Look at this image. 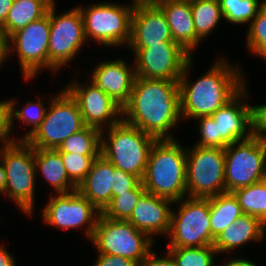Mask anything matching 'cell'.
<instances>
[{
	"instance_id": "e575fe53",
	"label": "cell",
	"mask_w": 266,
	"mask_h": 266,
	"mask_svg": "<svg viewBox=\"0 0 266 266\" xmlns=\"http://www.w3.org/2000/svg\"><path fill=\"white\" fill-rule=\"evenodd\" d=\"M69 179L78 187L89 173L92 163L99 155L60 153Z\"/></svg>"
},
{
	"instance_id": "d6986e66",
	"label": "cell",
	"mask_w": 266,
	"mask_h": 266,
	"mask_svg": "<svg viewBox=\"0 0 266 266\" xmlns=\"http://www.w3.org/2000/svg\"><path fill=\"white\" fill-rule=\"evenodd\" d=\"M122 59L101 61L92 72L90 81L101 88L122 108L129 102L136 79L135 66ZM134 67V68H133Z\"/></svg>"
},
{
	"instance_id": "8d00e7d4",
	"label": "cell",
	"mask_w": 266,
	"mask_h": 266,
	"mask_svg": "<svg viewBox=\"0 0 266 266\" xmlns=\"http://www.w3.org/2000/svg\"><path fill=\"white\" fill-rule=\"evenodd\" d=\"M141 180L128 172L114 167L112 198L133 190Z\"/></svg>"
},
{
	"instance_id": "2e32d148",
	"label": "cell",
	"mask_w": 266,
	"mask_h": 266,
	"mask_svg": "<svg viewBox=\"0 0 266 266\" xmlns=\"http://www.w3.org/2000/svg\"><path fill=\"white\" fill-rule=\"evenodd\" d=\"M66 86L65 89L80 108L85 126L95 127L102 131L122 120L123 117H120L122 107L92 81L83 85L74 80Z\"/></svg>"
},
{
	"instance_id": "5bb4252c",
	"label": "cell",
	"mask_w": 266,
	"mask_h": 266,
	"mask_svg": "<svg viewBox=\"0 0 266 266\" xmlns=\"http://www.w3.org/2000/svg\"><path fill=\"white\" fill-rule=\"evenodd\" d=\"M136 77L178 81L186 63L193 58L175 42H161L146 48H132Z\"/></svg>"
},
{
	"instance_id": "b9f144b4",
	"label": "cell",
	"mask_w": 266,
	"mask_h": 266,
	"mask_svg": "<svg viewBox=\"0 0 266 266\" xmlns=\"http://www.w3.org/2000/svg\"><path fill=\"white\" fill-rule=\"evenodd\" d=\"M9 55V43H8V36L6 35L5 31L0 28V66L8 60Z\"/></svg>"
},
{
	"instance_id": "4fadbf2b",
	"label": "cell",
	"mask_w": 266,
	"mask_h": 266,
	"mask_svg": "<svg viewBox=\"0 0 266 266\" xmlns=\"http://www.w3.org/2000/svg\"><path fill=\"white\" fill-rule=\"evenodd\" d=\"M50 37L49 9L45 16L29 23L8 38L9 54L17 57L25 80H32L42 68L48 69V44ZM12 43V44H11ZM16 50V51H15Z\"/></svg>"
},
{
	"instance_id": "f6af8a7d",
	"label": "cell",
	"mask_w": 266,
	"mask_h": 266,
	"mask_svg": "<svg viewBox=\"0 0 266 266\" xmlns=\"http://www.w3.org/2000/svg\"><path fill=\"white\" fill-rule=\"evenodd\" d=\"M223 266H257L253 261L244 258H234L229 260Z\"/></svg>"
},
{
	"instance_id": "5b68a950",
	"label": "cell",
	"mask_w": 266,
	"mask_h": 266,
	"mask_svg": "<svg viewBox=\"0 0 266 266\" xmlns=\"http://www.w3.org/2000/svg\"><path fill=\"white\" fill-rule=\"evenodd\" d=\"M0 160L6 173L4 191L19 209L32 216L35 196L34 148L27 141H15L0 150Z\"/></svg>"
},
{
	"instance_id": "836d02e7",
	"label": "cell",
	"mask_w": 266,
	"mask_h": 266,
	"mask_svg": "<svg viewBox=\"0 0 266 266\" xmlns=\"http://www.w3.org/2000/svg\"><path fill=\"white\" fill-rule=\"evenodd\" d=\"M248 26L246 37L248 50L266 60V0Z\"/></svg>"
},
{
	"instance_id": "d6a6232c",
	"label": "cell",
	"mask_w": 266,
	"mask_h": 266,
	"mask_svg": "<svg viewBox=\"0 0 266 266\" xmlns=\"http://www.w3.org/2000/svg\"><path fill=\"white\" fill-rule=\"evenodd\" d=\"M224 20L233 24L251 22L264 1L260 0H218Z\"/></svg>"
},
{
	"instance_id": "8fae6325",
	"label": "cell",
	"mask_w": 266,
	"mask_h": 266,
	"mask_svg": "<svg viewBox=\"0 0 266 266\" xmlns=\"http://www.w3.org/2000/svg\"><path fill=\"white\" fill-rule=\"evenodd\" d=\"M225 152V192L266 179V142L256 137L230 144Z\"/></svg>"
},
{
	"instance_id": "7402d4cb",
	"label": "cell",
	"mask_w": 266,
	"mask_h": 266,
	"mask_svg": "<svg viewBox=\"0 0 266 266\" xmlns=\"http://www.w3.org/2000/svg\"><path fill=\"white\" fill-rule=\"evenodd\" d=\"M113 172V164L100 154L94 159L89 173L77 187V191L100 213L112 199Z\"/></svg>"
},
{
	"instance_id": "8992f818",
	"label": "cell",
	"mask_w": 266,
	"mask_h": 266,
	"mask_svg": "<svg viewBox=\"0 0 266 266\" xmlns=\"http://www.w3.org/2000/svg\"><path fill=\"white\" fill-rule=\"evenodd\" d=\"M134 7V1L131 5L114 2H97L87 8L79 5L86 40L92 39L106 47H118L126 43L128 45L131 39V17Z\"/></svg>"
},
{
	"instance_id": "9a60e30c",
	"label": "cell",
	"mask_w": 266,
	"mask_h": 266,
	"mask_svg": "<svg viewBox=\"0 0 266 266\" xmlns=\"http://www.w3.org/2000/svg\"><path fill=\"white\" fill-rule=\"evenodd\" d=\"M100 211L77 190L53 195L42 211L43 221L63 230L86 224V236L91 240Z\"/></svg>"
},
{
	"instance_id": "83f0119b",
	"label": "cell",
	"mask_w": 266,
	"mask_h": 266,
	"mask_svg": "<svg viewBox=\"0 0 266 266\" xmlns=\"http://www.w3.org/2000/svg\"><path fill=\"white\" fill-rule=\"evenodd\" d=\"M243 214L258 218L266 226V179L232 192Z\"/></svg>"
},
{
	"instance_id": "277c9868",
	"label": "cell",
	"mask_w": 266,
	"mask_h": 266,
	"mask_svg": "<svg viewBox=\"0 0 266 266\" xmlns=\"http://www.w3.org/2000/svg\"><path fill=\"white\" fill-rule=\"evenodd\" d=\"M156 140L153 136L122 119L110 128L102 130L101 154L115 168L133 174L141 180L151 147Z\"/></svg>"
},
{
	"instance_id": "9c48e42d",
	"label": "cell",
	"mask_w": 266,
	"mask_h": 266,
	"mask_svg": "<svg viewBox=\"0 0 266 266\" xmlns=\"http://www.w3.org/2000/svg\"><path fill=\"white\" fill-rule=\"evenodd\" d=\"M187 197L209 198L225 193V152L223 148H186Z\"/></svg>"
},
{
	"instance_id": "7c38bea8",
	"label": "cell",
	"mask_w": 266,
	"mask_h": 266,
	"mask_svg": "<svg viewBox=\"0 0 266 266\" xmlns=\"http://www.w3.org/2000/svg\"><path fill=\"white\" fill-rule=\"evenodd\" d=\"M55 1L49 7L50 37L48 44V70L56 72L76 57L87 42L79 7L56 15Z\"/></svg>"
},
{
	"instance_id": "f1b7e54d",
	"label": "cell",
	"mask_w": 266,
	"mask_h": 266,
	"mask_svg": "<svg viewBox=\"0 0 266 266\" xmlns=\"http://www.w3.org/2000/svg\"><path fill=\"white\" fill-rule=\"evenodd\" d=\"M101 130L85 126L79 132L72 134L56 149L59 153H74L79 155L101 154Z\"/></svg>"
},
{
	"instance_id": "6da1fadb",
	"label": "cell",
	"mask_w": 266,
	"mask_h": 266,
	"mask_svg": "<svg viewBox=\"0 0 266 266\" xmlns=\"http://www.w3.org/2000/svg\"><path fill=\"white\" fill-rule=\"evenodd\" d=\"M122 116L126 123L157 140L174 139L169 132L181 118L178 81L136 77Z\"/></svg>"
},
{
	"instance_id": "3957f363",
	"label": "cell",
	"mask_w": 266,
	"mask_h": 266,
	"mask_svg": "<svg viewBox=\"0 0 266 266\" xmlns=\"http://www.w3.org/2000/svg\"><path fill=\"white\" fill-rule=\"evenodd\" d=\"M186 149L176 139L156 140L141 182L149 193L173 202L187 196Z\"/></svg>"
},
{
	"instance_id": "7a4b0ae2",
	"label": "cell",
	"mask_w": 266,
	"mask_h": 266,
	"mask_svg": "<svg viewBox=\"0 0 266 266\" xmlns=\"http://www.w3.org/2000/svg\"><path fill=\"white\" fill-rule=\"evenodd\" d=\"M220 59L195 82H190L187 76L192 58L186 63L178 80L181 118L212 116L243 88L246 78H243L240 67H233L227 59Z\"/></svg>"
},
{
	"instance_id": "ffe728a7",
	"label": "cell",
	"mask_w": 266,
	"mask_h": 266,
	"mask_svg": "<svg viewBox=\"0 0 266 266\" xmlns=\"http://www.w3.org/2000/svg\"><path fill=\"white\" fill-rule=\"evenodd\" d=\"M171 204L176 203L145 190L139 196L136 207L127 221L152 239L156 234L167 235L171 222Z\"/></svg>"
},
{
	"instance_id": "7bdbcfd3",
	"label": "cell",
	"mask_w": 266,
	"mask_h": 266,
	"mask_svg": "<svg viewBox=\"0 0 266 266\" xmlns=\"http://www.w3.org/2000/svg\"><path fill=\"white\" fill-rule=\"evenodd\" d=\"M14 0H0V28L4 25Z\"/></svg>"
},
{
	"instance_id": "f546056e",
	"label": "cell",
	"mask_w": 266,
	"mask_h": 266,
	"mask_svg": "<svg viewBox=\"0 0 266 266\" xmlns=\"http://www.w3.org/2000/svg\"><path fill=\"white\" fill-rule=\"evenodd\" d=\"M42 98H37L36 101H28L23 108H19L15 110V101L13 99H7V103L10 109V118H11V130H13L14 120H21L24 124L28 126L31 125L32 128L26 134L17 139V141H26L31 135L35 133V131L41 125V122L44 120V116L47 110L44 103L41 102ZM15 118V119H14Z\"/></svg>"
},
{
	"instance_id": "44dd1931",
	"label": "cell",
	"mask_w": 266,
	"mask_h": 266,
	"mask_svg": "<svg viewBox=\"0 0 266 266\" xmlns=\"http://www.w3.org/2000/svg\"><path fill=\"white\" fill-rule=\"evenodd\" d=\"M167 18L172 39L191 56L200 40L195 33L190 0H155Z\"/></svg>"
},
{
	"instance_id": "ac0fdd59",
	"label": "cell",
	"mask_w": 266,
	"mask_h": 266,
	"mask_svg": "<svg viewBox=\"0 0 266 266\" xmlns=\"http://www.w3.org/2000/svg\"><path fill=\"white\" fill-rule=\"evenodd\" d=\"M161 42H174L165 14L155 2H135L129 48H146Z\"/></svg>"
},
{
	"instance_id": "e0dca14e",
	"label": "cell",
	"mask_w": 266,
	"mask_h": 266,
	"mask_svg": "<svg viewBox=\"0 0 266 266\" xmlns=\"http://www.w3.org/2000/svg\"><path fill=\"white\" fill-rule=\"evenodd\" d=\"M247 96L245 82L231 100L213 113L218 129V148L225 149L230 144L252 137L251 105L243 102Z\"/></svg>"
},
{
	"instance_id": "1f68e13d",
	"label": "cell",
	"mask_w": 266,
	"mask_h": 266,
	"mask_svg": "<svg viewBox=\"0 0 266 266\" xmlns=\"http://www.w3.org/2000/svg\"><path fill=\"white\" fill-rule=\"evenodd\" d=\"M144 191L145 188L142 182H140L133 190H130V192H124L119 196L113 197L101 212V215L112 220L127 221L133 209L136 207L139 196Z\"/></svg>"
},
{
	"instance_id": "cb8c5ba5",
	"label": "cell",
	"mask_w": 266,
	"mask_h": 266,
	"mask_svg": "<svg viewBox=\"0 0 266 266\" xmlns=\"http://www.w3.org/2000/svg\"><path fill=\"white\" fill-rule=\"evenodd\" d=\"M34 163L35 170L41 172L56 194L77 190V186L69 179L61 155L56 149L34 148Z\"/></svg>"
},
{
	"instance_id": "4316f807",
	"label": "cell",
	"mask_w": 266,
	"mask_h": 266,
	"mask_svg": "<svg viewBox=\"0 0 266 266\" xmlns=\"http://www.w3.org/2000/svg\"><path fill=\"white\" fill-rule=\"evenodd\" d=\"M196 36L201 40L212 33L223 17L218 0H190Z\"/></svg>"
},
{
	"instance_id": "30bf717a",
	"label": "cell",
	"mask_w": 266,
	"mask_h": 266,
	"mask_svg": "<svg viewBox=\"0 0 266 266\" xmlns=\"http://www.w3.org/2000/svg\"><path fill=\"white\" fill-rule=\"evenodd\" d=\"M182 198L178 211L171 213L169 247H203L213 245L210 230L209 198ZM184 200V201H183Z\"/></svg>"
},
{
	"instance_id": "ba28073f",
	"label": "cell",
	"mask_w": 266,
	"mask_h": 266,
	"mask_svg": "<svg viewBox=\"0 0 266 266\" xmlns=\"http://www.w3.org/2000/svg\"><path fill=\"white\" fill-rule=\"evenodd\" d=\"M98 253L123 256L139 264L151 251L153 239L130 222L98 217L90 240Z\"/></svg>"
},
{
	"instance_id": "4dcf8cb0",
	"label": "cell",
	"mask_w": 266,
	"mask_h": 266,
	"mask_svg": "<svg viewBox=\"0 0 266 266\" xmlns=\"http://www.w3.org/2000/svg\"><path fill=\"white\" fill-rule=\"evenodd\" d=\"M176 266H216L217 251L213 245L203 247H168ZM216 254V255H215Z\"/></svg>"
},
{
	"instance_id": "7dc6e473",
	"label": "cell",
	"mask_w": 266,
	"mask_h": 266,
	"mask_svg": "<svg viewBox=\"0 0 266 266\" xmlns=\"http://www.w3.org/2000/svg\"><path fill=\"white\" fill-rule=\"evenodd\" d=\"M134 2H154L155 0H132Z\"/></svg>"
},
{
	"instance_id": "d590c367",
	"label": "cell",
	"mask_w": 266,
	"mask_h": 266,
	"mask_svg": "<svg viewBox=\"0 0 266 266\" xmlns=\"http://www.w3.org/2000/svg\"><path fill=\"white\" fill-rule=\"evenodd\" d=\"M197 120L201 138L195 146L218 148V129L215 119L212 116H202Z\"/></svg>"
},
{
	"instance_id": "484cf974",
	"label": "cell",
	"mask_w": 266,
	"mask_h": 266,
	"mask_svg": "<svg viewBox=\"0 0 266 266\" xmlns=\"http://www.w3.org/2000/svg\"><path fill=\"white\" fill-rule=\"evenodd\" d=\"M210 230L215 239L222 231L243 214L241 206L233 193H222L209 197Z\"/></svg>"
},
{
	"instance_id": "ab89813d",
	"label": "cell",
	"mask_w": 266,
	"mask_h": 266,
	"mask_svg": "<svg viewBox=\"0 0 266 266\" xmlns=\"http://www.w3.org/2000/svg\"><path fill=\"white\" fill-rule=\"evenodd\" d=\"M97 261L93 266H138V264L123 256L108 255L105 253H98Z\"/></svg>"
},
{
	"instance_id": "74e56055",
	"label": "cell",
	"mask_w": 266,
	"mask_h": 266,
	"mask_svg": "<svg viewBox=\"0 0 266 266\" xmlns=\"http://www.w3.org/2000/svg\"><path fill=\"white\" fill-rule=\"evenodd\" d=\"M252 136L266 142V104L251 105Z\"/></svg>"
},
{
	"instance_id": "bcb514c9",
	"label": "cell",
	"mask_w": 266,
	"mask_h": 266,
	"mask_svg": "<svg viewBox=\"0 0 266 266\" xmlns=\"http://www.w3.org/2000/svg\"><path fill=\"white\" fill-rule=\"evenodd\" d=\"M6 183V173H5V168L3 166L2 161L0 160V195L4 191V186Z\"/></svg>"
},
{
	"instance_id": "52a82bcc",
	"label": "cell",
	"mask_w": 266,
	"mask_h": 266,
	"mask_svg": "<svg viewBox=\"0 0 266 266\" xmlns=\"http://www.w3.org/2000/svg\"><path fill=\"white\" fill-rule=\"evenodd\" d=\"M50 101L41 125L26 140L33 148L57 149L64 140L85 127L80 108L66 89Z\"/></svg>"
},
{
	"instance_id": "d4e9b609",
	"label": "cell",
	"mask_w": 266,
	"mask_h": 266,
	"mask_svg": "<svg viewBox=\"0 0 266 266\" xmlns=\"http://www.w3.org/2000/svg\"><path fill=\"white\" fill-rule=\"evenodd\" d=\"M53 2L54 0H14L1 28L9 38L29 23L45 16Z\"/></svg>"
},
{
	"instance_id": "60d3db41",
	"label": "cell",
	"mask_w": 266,
	"mask_h": 266,
	"mask_svg": "<svg viewBox=\"0 0 266 266\" xmlns=\"http://www.w3.org/2000/svg\"><path fill=\"white\" fill-rule=\"evenodd\" d=\"M166 253L163 257H159L151 250L138 266H176L172 255L169 252Z\"/></svg>"
},
{
	"instance_id": "ee69618b",
	"label": "cell",
	"mask_w": 266,
	"mask_h": 266,
	"mask_svg": "<svg viewBox=\"0 0 266 266\" xmlns=\"http://www.w3.org/2000/svg\"><path fill=\"white\" fill-rule=\"evenodd\" d=\"M0 266H15L14 257L5 249L4 245L0 246Z\"/></svg>"
},
{
	"instance_id": "f35d334b",
	"label": "cell",
	"mask_w": 266,
	"mask_h": 266,
	"mask_svg": "<svg viewBox=\"0 0 266 266\" xmlns=\"http://www.w3.org/2000/svg\"><path fill=\"white\" fill-rule=\"evenodd\" d=\"M11 118L10 109L6 100L0 101V150L11 146L15 140L11 136ZM3 141V142H2ZM2 146V147H1Z\"/></svg>"
},
{
	"instance_id": "603a6c76",
	"label": "cell",
	"mask_w": 266,
	"mask_h": 266,
	"mask_svg": "<svg viewBox=\"0 0 266 266\" xmlns=\"http://www.w3.org/2000/svg\"><path fill=\"white\" fill-rule=\"evenodd\" d=\"M265 229L266 226L258 218L242 214L214 239L213 247L218 254L228 253L250 241H261Z\"/></svg>"
}]
</instances>
